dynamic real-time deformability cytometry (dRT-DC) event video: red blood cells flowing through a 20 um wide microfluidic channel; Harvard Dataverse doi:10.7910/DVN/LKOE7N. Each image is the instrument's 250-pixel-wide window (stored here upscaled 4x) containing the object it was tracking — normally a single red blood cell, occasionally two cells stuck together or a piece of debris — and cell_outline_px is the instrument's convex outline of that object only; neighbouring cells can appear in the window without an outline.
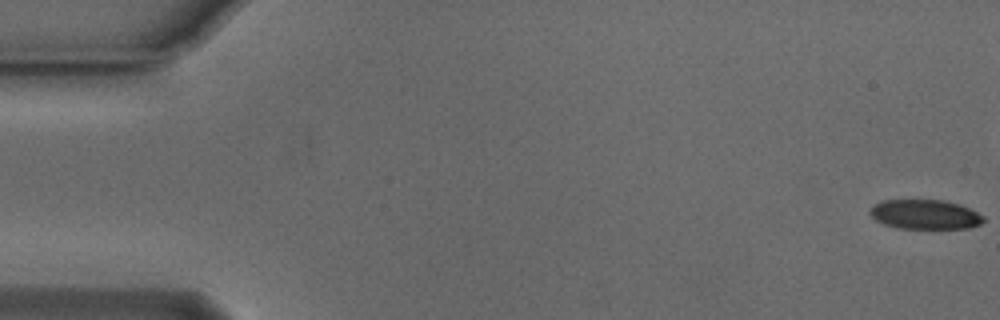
{"species": "Egyptian fruit bat (a non-hibernating species)", "species_latin": "Rousettus aegyptiacus", "temperature_condition": "cold", "stored_images_in_passage": 16, "camera_frame_rate_fps": 3000, "um_per_image_px": 0.085, "animal": {"sex": "male"}, "frame": {"image": 1, "passage_image": 1, "time_ms": 0.0, "image_size_px": [1000, 320], "cell_outline_px": [[984, 220], [980, 224], [968, 228], [896, 228], [884, 224], [876, 220], [868, 212], [872, 204], [880, 200], [944, 200], [960, 204], [984, 216]], "centroid_in_image_um": [78.58, 18.21], "position_along_channel_um": 6.4, "area_um2": 19.59}}